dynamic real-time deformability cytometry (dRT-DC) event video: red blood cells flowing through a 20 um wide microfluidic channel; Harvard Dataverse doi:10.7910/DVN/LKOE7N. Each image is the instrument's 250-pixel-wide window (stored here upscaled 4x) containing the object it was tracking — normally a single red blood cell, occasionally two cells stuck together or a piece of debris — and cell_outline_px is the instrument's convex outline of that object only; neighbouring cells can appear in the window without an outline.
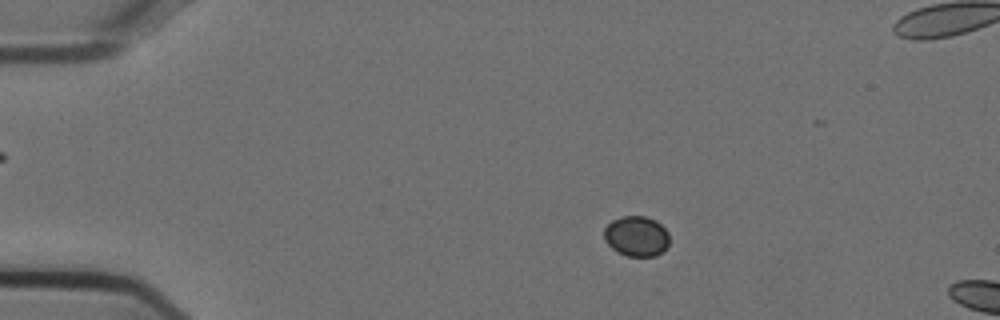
{"species": "Egyptian fruit bat (a non-hibernating species)", "species_latin": "Rousettus aegyptiacus", "temperature_condition": "cold", "stored_images_in_passage": 15, "camera_frame_rate_fps": 3000, "um_per_image_px": 0.085, "animal": {"sex": "female"}, "frame": {"image": 1, "passage_image": 11, "time_ms": 3.333, "image_size_px": [1000, 320], "cell_outline_px": [[668, 244], [656, 256], [628, 256], [616, 252], [604, 240], [604, 228], [612, 220], [620, 216], [644, 216], [656, 220], [668, 232]], "centroid_in_image_um": [54.07, 20.07], "position_along_channel_um": 30.9, "area_um2": 15.32}}